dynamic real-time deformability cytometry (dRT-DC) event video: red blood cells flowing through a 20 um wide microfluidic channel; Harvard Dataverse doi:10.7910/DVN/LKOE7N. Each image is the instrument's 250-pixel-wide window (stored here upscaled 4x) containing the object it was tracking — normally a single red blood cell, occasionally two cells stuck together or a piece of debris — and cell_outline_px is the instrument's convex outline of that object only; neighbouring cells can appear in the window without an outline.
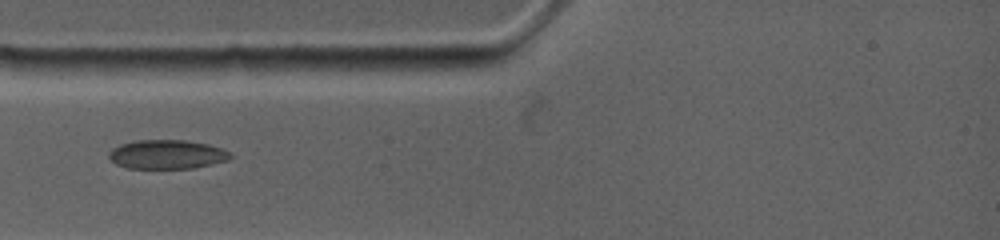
{"species": "common noctule bat (a hibernating species)", "species_latin": "Nyctalus noctula", "temperature_condition": "warm", "stored_images_in_passage": 2, "camera_frame_rate_fps": 4500, "um_per_image_px": 0.085, "animal": {"sex": "female", "body_mass_g": 19.0, "forearm_length_mm": 53.3}, "frame": {"image": 1, "passage_image": 1, "time_ms": 0.0, "image_size_px": [1000, 240], "cell_outline_px": [[232, 156], [228, 160], [212, 164], [192, 168], [128, 168], [116, 164], [108, 156], [108, 152], [112, 148], [120, 144], [136, 140], [184, 140], [208, 144], [220, 148], [228, 152]], "centroid_in_image_um": [14.16, 13.12], "position_along_channel_um": 70.8, "area_um2": 20.46}}